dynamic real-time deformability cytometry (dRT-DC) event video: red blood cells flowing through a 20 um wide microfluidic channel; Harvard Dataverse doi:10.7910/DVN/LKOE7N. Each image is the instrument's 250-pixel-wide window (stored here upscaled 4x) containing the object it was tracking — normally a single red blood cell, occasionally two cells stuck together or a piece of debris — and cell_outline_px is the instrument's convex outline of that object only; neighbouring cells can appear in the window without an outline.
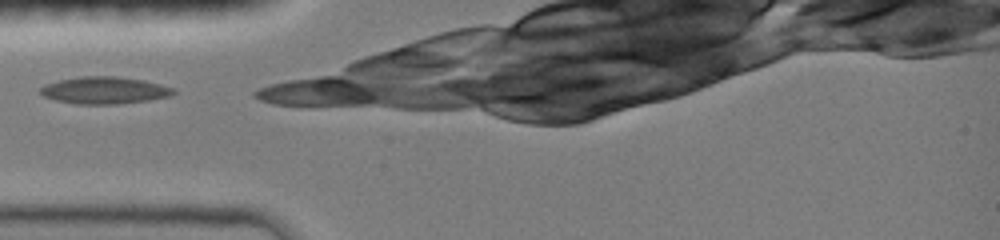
{"species": "common noctule bat (a hibernating species)", "species_latin": "Nyctalus noctula", "temperature_condition": "room temperature", "stored_images_in_passage": 4, "camera_frame_rate_fps": 3000, "um_per_image_px": 0.085, "animal": {"sex": "female", "body_mass_g": 19.0, "forearm_length_mm": 51.5}, "frame": {"image": 1, "passage_image": 1, "time_ms": 0.0, "image_size_px": [1000, 240], "cell_outline_px": [[176, 92], [168, 96], [148, 100], [116, 104], [76, 104], [56, 100], [44, 96], [40, 92], [40, 88], [44, 84], [60, 80], [80, 76], [116, 76], [144, 80], [160, 84], [172, 88]], "centroid_in_image_um": [8.85, 7.67], "position_along_channel_um": 76.2, "area_um2": 20.87}}
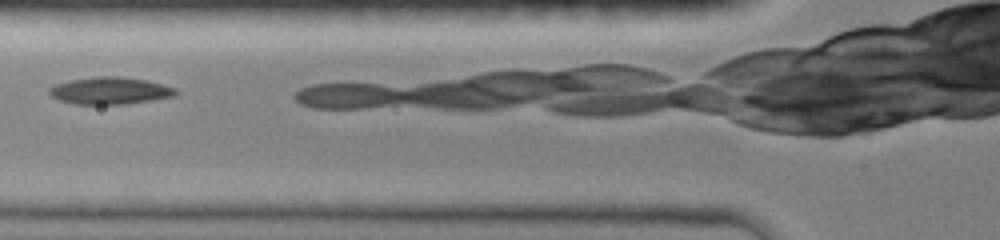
{"frame": {"image": 2, "passage_image": 2, "time_ms": 0.333, "image_size_px": [1000, 240], "cell_outline_px": [[176, 96], [152, 100], [124, 104], [72, 104], [60, 100], [52, 96], [48, 92], [48, 88], [56, 84], [68, 80], [96, 76], [120, 76], [148, 80], [176, 88]], "centroid_in_image_um": [9.34, 7.7], "position_along_channel_um": 116.5, "area_um2": 20.11}}